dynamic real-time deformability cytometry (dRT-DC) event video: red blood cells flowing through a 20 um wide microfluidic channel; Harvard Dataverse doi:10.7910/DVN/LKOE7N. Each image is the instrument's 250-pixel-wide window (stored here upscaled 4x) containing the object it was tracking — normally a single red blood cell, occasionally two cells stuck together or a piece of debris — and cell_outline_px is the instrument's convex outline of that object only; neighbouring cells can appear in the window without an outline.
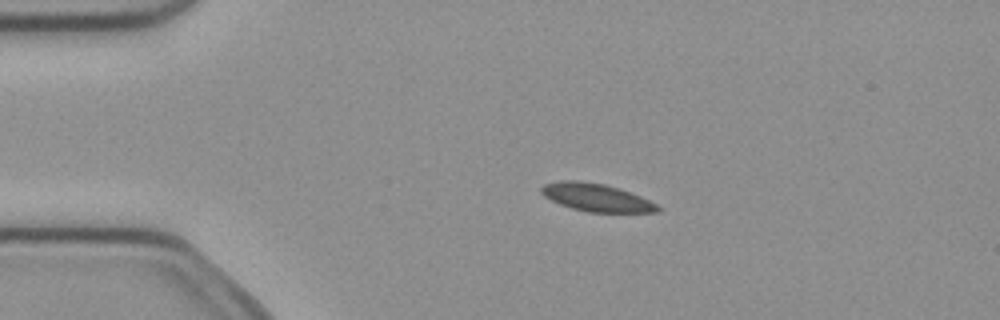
{"species": "common noctule bat (a hibernating species)", "species_latin": "Nyctalus noctula", "temperature_condition": "cold", "stored_images_in_passage": 3, "camera_frame_rate_fps": 3000, "um_per_image_px": 0.085, "animal": {"sex": "female", "body_mass_g": 21.9}, "frame": {"image": 1, "passage_image": 2, "time_ms": 0.333, "image_size_px": [1000, 320], "cell_outline_px": [[660, 212], [588, 212], [572, 208], [560, 204], [544, 196], [540, 192], [540, 188], [544, 184], [560, 180], [580, 180], [604, 184], [620, 188], [640, 196], [656, 204], [660, 208]], "centroid_in_image_um": [50.67, 16.77], "position_along_channel_um": 34.3, "area_um2": 18.84}}